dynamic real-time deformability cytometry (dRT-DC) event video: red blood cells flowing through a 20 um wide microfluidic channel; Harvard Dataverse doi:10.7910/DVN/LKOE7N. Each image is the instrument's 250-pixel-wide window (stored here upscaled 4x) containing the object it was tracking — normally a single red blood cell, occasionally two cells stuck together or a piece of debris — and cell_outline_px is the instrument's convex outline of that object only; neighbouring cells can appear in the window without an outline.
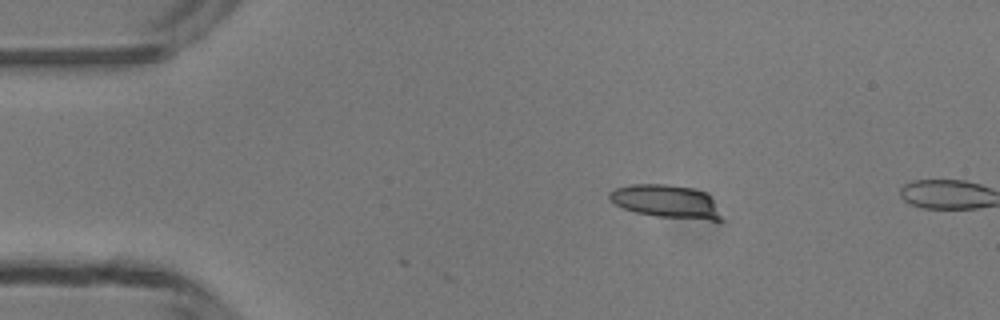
{"species": "common noctule bat (a hibernating species)", "species_latin": "Nyctalus noctula", "temperature_condition": "room temperature", "stored_images_in_passage": 3, "camera_frame_rate_fps": 3000, "um_per_image_px": 0.085, "animal": {"sex": "male", "body_mass_g": 13.3}, "frame": {"image": 1, "passage_image": 1, "time_ms": 0.0, "image_size_px": [1000, 320], "cell_outline_px": [[724, 220], [712, 220], [656, 216], [636, 212], [624, 208], [608, 200], [608, 192], [616, 188], [632, 184], [664, 184], [692, 188], [704, 192], [712, 200]], "centroid_in_image_um": [56.58, 17.11], "position_along_channel_um": 28.4, "area_um2": 21.33}}
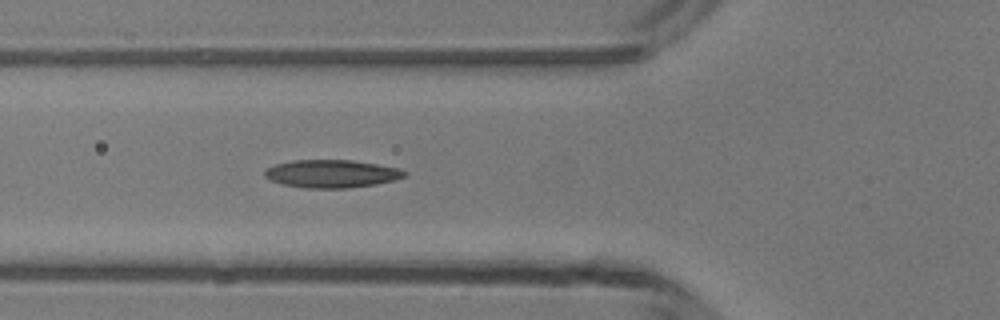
{"frame": {"image": 2, "passage_image": 3, "time_ms": 3.0, "image_size_px": [1000, 320], "cell_outline_px": [[408, 172], [404, 176], [396, 180], [376, 184], [348, 188], [304, 188], [284, 184], [272, 180], [264, 176], [264, 172], [268, 168], [276, 164], [292, 160], [352, 160], [400, 168]], "centroid_in_image_um": [28.22, 14.76], "position_along_channel_um": 97.6, "area_um2": 22.66}}